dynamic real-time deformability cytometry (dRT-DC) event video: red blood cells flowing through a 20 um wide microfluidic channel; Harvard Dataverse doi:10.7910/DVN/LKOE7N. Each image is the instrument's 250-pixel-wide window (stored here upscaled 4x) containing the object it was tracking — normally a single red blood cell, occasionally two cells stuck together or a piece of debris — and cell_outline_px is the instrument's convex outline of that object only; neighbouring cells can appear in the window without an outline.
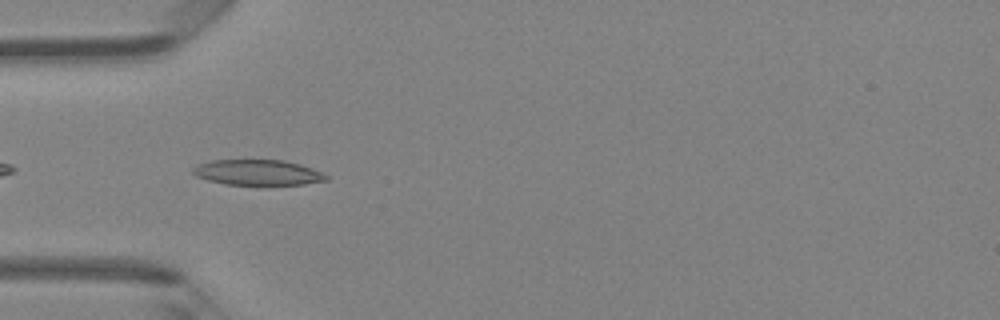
{"species": "Egyptian fruit bat (a non-hibernating species)", "species_latin": "Rousettus aegyptiacus", "temperature_condition": "room temperature", "stored_images_in_passage": 5, "camera_frame_rate_fps": 3000, "um_per_image_px": 0.085, "animal": {"sex": "female"}, "frame": {"image": 1, "passage_image": 4, "time_ms": 1.0, "image_size_px": [1000, 320], "cell_outline_px": [[328, 180], [304, 184], [224, 184], [208, 180], [196, 176], [192, 172], [192, 168], [196, 164], [212, 160], [284, 160], [300, 164], [320, 172], [328, 176]], "centroid_in_image_um": [21.86, 14.65], "position_along_channel_um": 63.1, "area_um2": 19.59}}
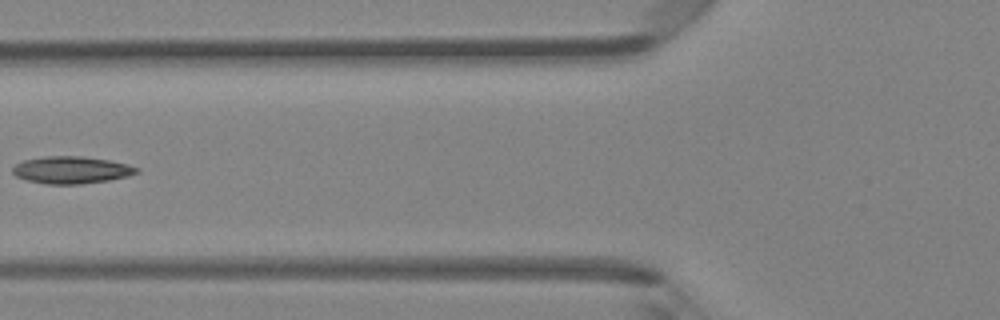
{"frame": {"image": 2, "passage_image": 5, "time_ms": 1.333, "image_size_px": [1000, 320], "cell_outline_px": [[140, 172], [128, 176], [108, 180], [80, 184], [44, 184], [28, 180], [16, 176], [12, 172], [12, 168], [16, 164], [24, 160], [44, 156], [80, 156], [108, 160], [128, 164], [140, 168]], "centroid_in_image_um": [6.08, 14.44], "position_along_channel_um": 119.7, "area_um2": 19.65}}